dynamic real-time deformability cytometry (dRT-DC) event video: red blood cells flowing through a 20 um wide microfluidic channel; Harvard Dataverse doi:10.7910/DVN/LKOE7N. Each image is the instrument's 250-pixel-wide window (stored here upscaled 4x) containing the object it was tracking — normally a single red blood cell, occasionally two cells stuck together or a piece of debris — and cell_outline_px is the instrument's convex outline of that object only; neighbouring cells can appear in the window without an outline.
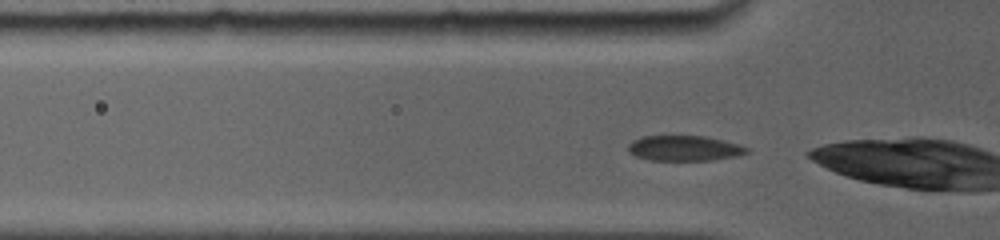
{"species": "common noctule bat (a hibernating species)", "species_latin": "Nyctalus noctula", "temperature_condition": "room temperature", "stored_images_in_passage": 8, "camera_frame_rate_fps": 5000, "um_per_image_px": 0.085, "animal": {"sex": "female", "body_mass_g": 19.0, "forearm_length_mm": 56.7}, "frame": {"image": 1, "passage_image": 2, "time_ms": 0.2, "image_size_px": [1000, 240], "cell_outline_px": [[748, 152], [736, 156], [712, 160], [648, 160], [636, 156], [628, 152], [628, 144], [632, 140], [640, 136], [704, 136], [740, 144], [748, 148]], "centroid_in_image_um": [58.13, 12.6], "position_along_channel_um": 67.7, "area_um2": 17.51}}